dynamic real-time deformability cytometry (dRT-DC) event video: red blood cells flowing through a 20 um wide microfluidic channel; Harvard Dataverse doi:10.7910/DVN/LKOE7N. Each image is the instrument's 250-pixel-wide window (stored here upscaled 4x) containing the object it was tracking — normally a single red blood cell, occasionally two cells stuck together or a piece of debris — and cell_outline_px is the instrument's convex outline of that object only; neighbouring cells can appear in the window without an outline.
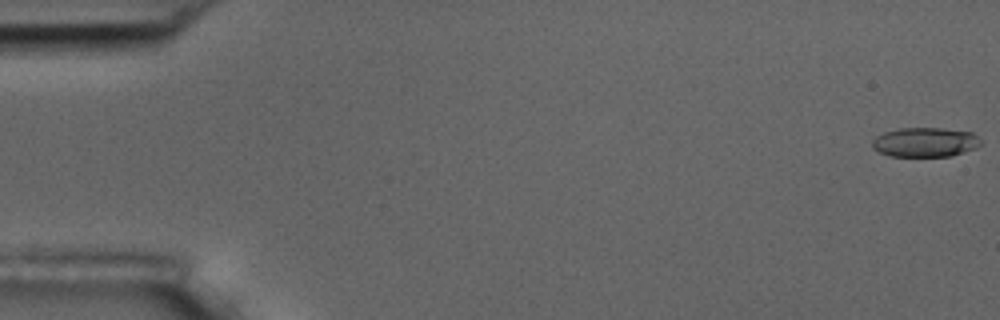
{"species": "common noctule bat (a hibernating species)", "species_latin": "Nyctalus noctula", "temperature_condition": "room temperature", "stored_images_in_passage": 7, "camera_frame_rate_fps": 3000, "um_per_image_px": 0.085, "animal": {"sex": "male", "body_mass_g": 17.5, "forearm_length_mm": 52.3}, "frame": {"image": 1, "passage_image": 1, "time_ms": 0.0, "image_size_px": [1000, 320], "cell_outline_px": [[980, 144], [976, 148], [952, 156], [892, 156], [880, 152], [872, 148], [872, 140], [876, 136], [884, 132], [900, 128], [944, 128], [972, 132], [980, 140]], "centroid_in_image_um": [78.63, 12.08], "position_along_channel_um": 6.4, "area_um2": 18.61}}
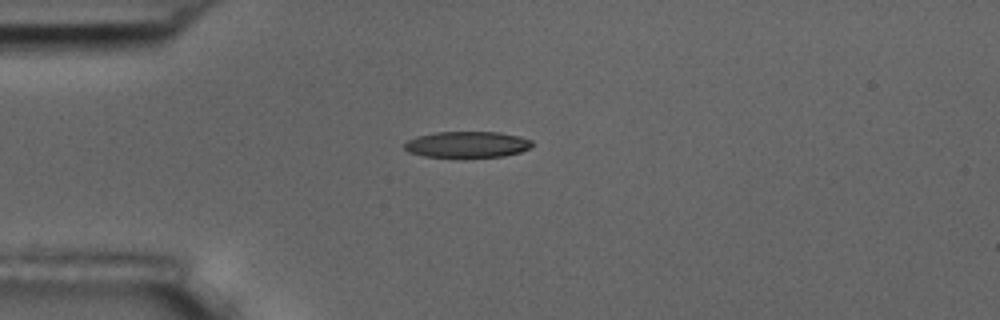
{"frame": {"image": 2, "passage_image": 5, "time_ms": 4.667, "image_size_px": [1000, 320], "cell_outline_px": [[532, 148], [520, 152], [504, 156], [424, 156], [408, 152], [404, 148], [404, 144], [408, 140], [416, 136], [436, 132], [500, 132], [532, 140]], "centroid_in_image_um": [39.71, 12.27], "position_along_channel_um": 45.3, "area_um2": 19.19}}